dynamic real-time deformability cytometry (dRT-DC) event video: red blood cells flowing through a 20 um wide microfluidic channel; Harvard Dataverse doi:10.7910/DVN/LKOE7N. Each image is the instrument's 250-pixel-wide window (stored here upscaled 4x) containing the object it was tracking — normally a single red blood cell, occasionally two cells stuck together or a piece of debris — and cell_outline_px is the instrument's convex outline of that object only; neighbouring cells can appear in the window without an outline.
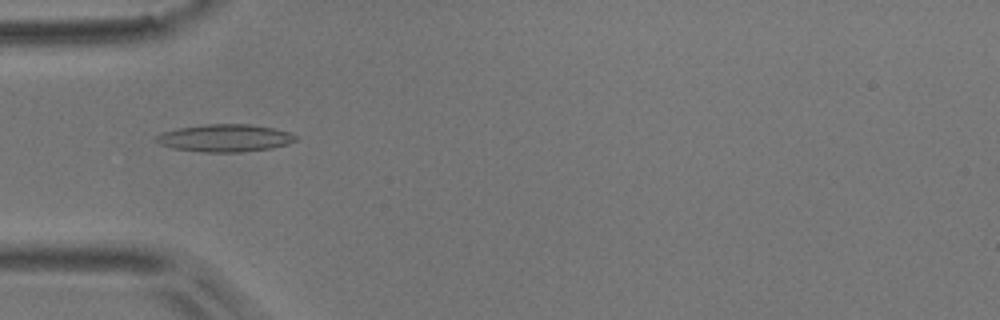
{"species": "common noctule bat (a hibernating species)", "species_latin": "Nyctalus noctula", "temperature_condition": "room temperature", "stored_images_in_passage": 5, "camera_frame_rate_fps": 3000, "um_per_image_px": 0.085, "animal": {"sex": "male", "body_mass_g": 17.9}, "frame": {"image": 1, "passage_image": 3, "time_ms": 0.667, "image_size_px": [1000, 320], "cell_outline_px": [[296, 140], [288, 144], [272, 148], [240, 152], [204, 152], [172, 148], [160, 144], [156, 140], [156, 136], [164, 132], [176, 128], [204, 124], [252, 124], [272, 128], [288, 132], [296, 136]], "centroid_in_image_um": [19.11, 11.73], "position_along_channel_um": 65.9, "area_um2": 22.25}}
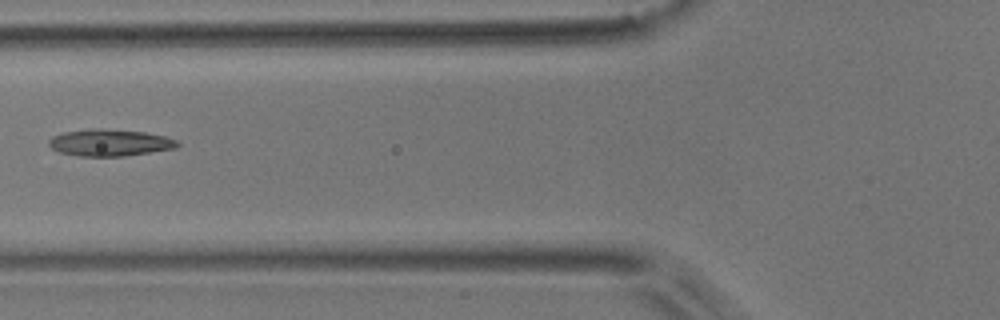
{"frame": {"image": 2, "passage_image": 4, "time_ms": 1.0, "image_size_px": [1000, 320], "cell_outline_px": [[180, 144], [176, 148], [124, 156], [76, 156], [60, 152], [52, 148], [48, 144], [48, 140], [52, 136], [64, 132], [92, 128], [100, 128], [144, 132], [164, 136], [176, 140]], "centroid_in_image_um": [9.3, 12.12], "position_along_channel_um": 116.5, "area_um2": 20.06}}
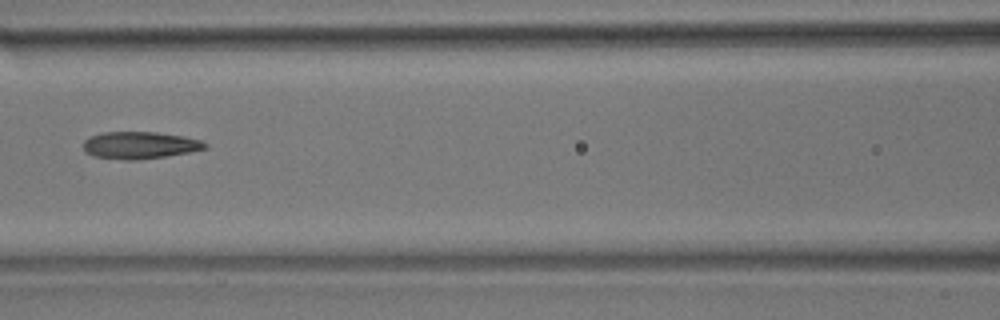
{"frame": {"image": 3, "passage_image": 5, "time_ms": 1.333, "image_size_px": [1000, 320], "cell_outline_px": [[208, 148], [188, 152], [164, 156], [136, 160], [124, 160], [92, 156], [84, 152], [84, 140], [92, 136], [104, 132], [156, 132], [184, 136], [200, 140], [208, 144]], "centroid_in_image_um": [11.88, 12.34], "position_along_channel_um": 154.7, "area_um2": 19.19}}